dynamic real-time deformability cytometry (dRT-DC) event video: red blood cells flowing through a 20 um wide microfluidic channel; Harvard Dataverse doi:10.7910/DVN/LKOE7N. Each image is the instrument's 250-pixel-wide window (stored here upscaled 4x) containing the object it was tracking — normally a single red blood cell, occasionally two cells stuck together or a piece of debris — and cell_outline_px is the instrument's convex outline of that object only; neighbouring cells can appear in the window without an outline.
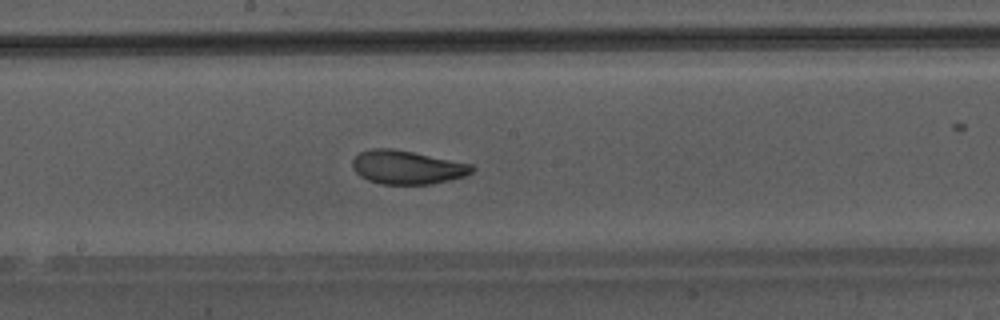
{"species": "Egyptian fruit bat (a non-hibernating species)", "species_latin": "Rousettus aegyptiacus", "temperature_condition": "warm", "stored_images_in_passage": 49, "camera_frame_rate_fps": 3000, "um_per_image_px": 0.085, "animal": {"sex": "male"}, "frame": {"image": 1, "passage_image": 28, "time_ms": 9.0, "image_size_px": [1000, 320], "cell_outline_px": [[476, 168], [472, 172], [464, 176], [432, 184], [380, 184], [368, 180], [360, 176], [352, 168], [352, 160], [360, 152], [372, 148], [392, 148], [472, 164]], "centroid_in_image_um": [34.58, 14.22], "position_along_channel_um": 213.6, "area_um2": 23.35}}